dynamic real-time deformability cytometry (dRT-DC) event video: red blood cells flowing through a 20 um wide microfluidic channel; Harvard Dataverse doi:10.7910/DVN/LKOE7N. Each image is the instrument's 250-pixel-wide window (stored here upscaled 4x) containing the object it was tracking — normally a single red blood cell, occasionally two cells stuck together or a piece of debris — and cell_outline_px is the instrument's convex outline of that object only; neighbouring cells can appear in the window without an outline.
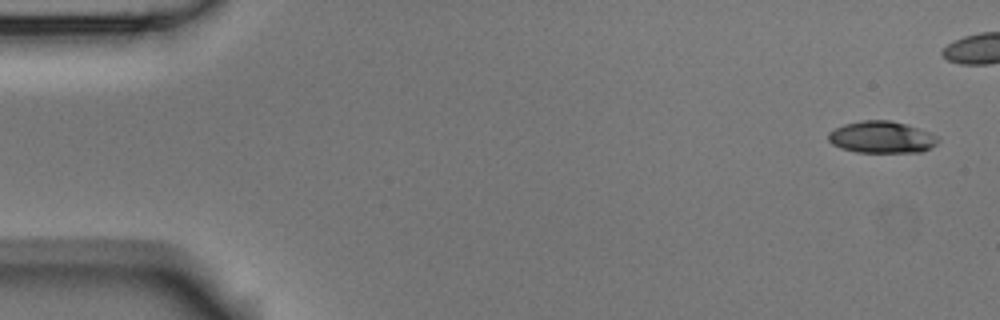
{"species": "Egyptian fruit bat (a non-hibernating species)", "species_latin": "Rousettus aegyptiacus", "temperature_condition": "room temperature", "stored_images_in_passage": 7, "camera_frame_rate_fps": 3000, "um_per_image_px": 0.085, "animal": {"sex": "male"}, "frame": {"image": 1, "passage_image": 1, "time_ms": 0.0, "image_size_px": [1000, 320], "cell_outline_px": [[940, 140], [936, 144], [920, 152], [856, 152], [840, 148], [832, 144], [828, 140], [828, 132], [844, 124], [864, 120], [888, 120], [904, 124], [928, 132], [936, 136]], "centroid_in_image_um": [74.89, 11.67], "position_along_channel_um": 10.1, "area_um2": 20.11}}
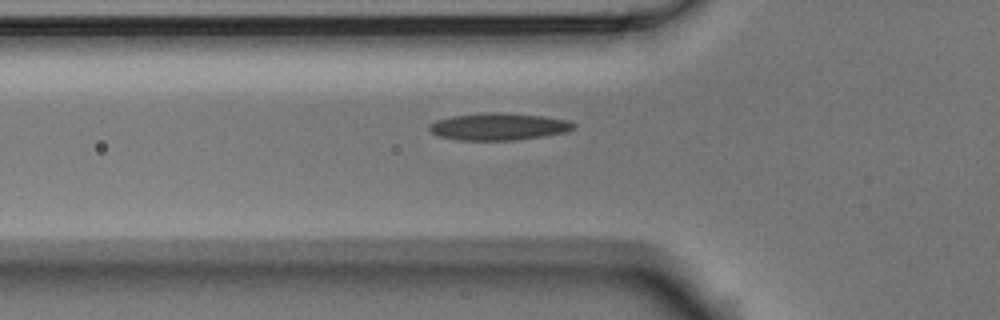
{"frame": {"image": 2, "passage_image": 7, "time_ms": 2.0, "image_size_px": [1000, 320], "cell_outline_px": [[576, 128], [564, 132], [516, 140], [456, 140], [440, 136], [432, 132], [428, 128], [428, 124], [436, 120], [452, 116], [544, 116], [568, 120], [576, 124]], "centroid_in_image_um": [42.38, 10.82], "position_along_channel_um": 83.4, "area_um2": 21.27}}